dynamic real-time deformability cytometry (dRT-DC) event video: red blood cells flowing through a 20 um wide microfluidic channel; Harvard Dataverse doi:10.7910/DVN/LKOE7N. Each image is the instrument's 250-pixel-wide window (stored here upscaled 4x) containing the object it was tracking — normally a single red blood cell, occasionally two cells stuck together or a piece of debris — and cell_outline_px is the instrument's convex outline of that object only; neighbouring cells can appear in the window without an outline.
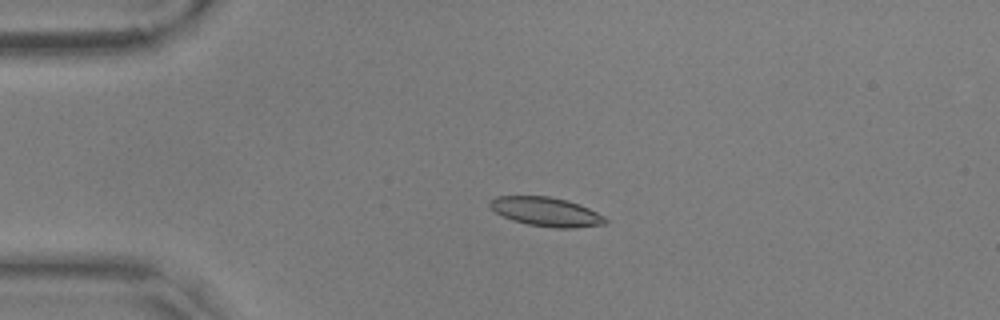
{"species": "common noctule bat (a hibernating species)", "species_latin": "Nyctalus noctula", "temperature_condition": "warm", "stored_images_in_passage": 49, "camera_frame_rate_fps": 3000, "um_per_image_px": 0.085, "animal": {"sex": "male", "body_mass_g": 17.9, "forearm_length_mm": 54.2}, "frame": {"image": 1, "passage_image": 13, "time_ms": 4.0, "image_size_px": [1000, 320], "cell_outline_px": [[608, 220], [604, 224], [576, 228], [556, 228], [528, 224], [512, 220], [496, 212], [488, 204], [488, 200], [496, 196], [548, 196], [568, 200], [580, 204], [604, 216]], "centroid_in_image_um": [46.42, 17.99], "position_along_channel_um": 38.6, "area_um2": 19.54}}
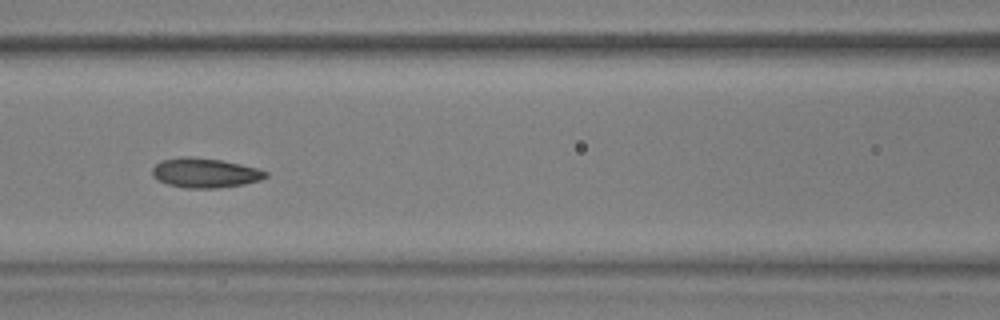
{"frame": {"image": 2, "passage_image": 25, "time_ms": 8.0, "image_size_px": [1000, 320], "cell_outline_px": [[268, 176], [260, 180], [244, 184], [216, 188], [188, 188], [168, 184], [156, 180], [152, 176], [152, 168], [160, 160], [184, 156], [192, 156], [220, 160], [240, 164], [256, 168], [268, 172]], "centroid_in_image_um": [17.39, 14.69], "position_along_channel_um": 149.2, "area_um2": 19.59}}
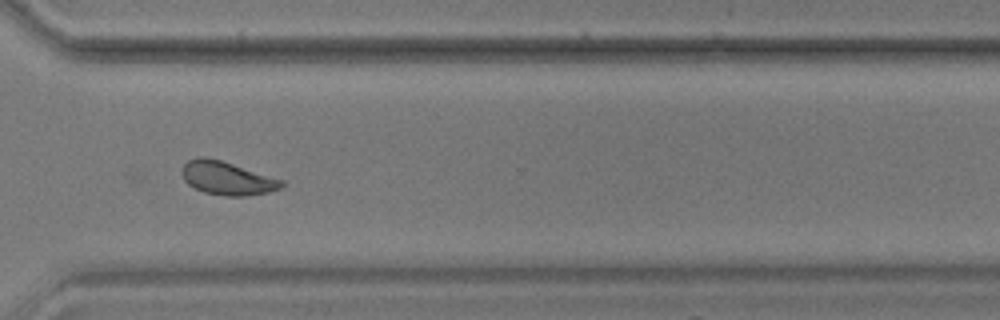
{"frame": {"image": 3, "passage_image": 42, "time_ms": 13.667, "image_size_px": [1000, 320], "cell_outline_px": [[284, 184], [280, 188], [268, 192], [244, 196], [224, 196], [204, 192], [188, 184], [184, 180], [180, 172], [180, 168], [188, 160], [200, 156], [204, 156], [220, 160], [284, 180]], "centroid_in_image_um": [19.27, 15.14], "position_along_channel_um": 351.3, "area_um2": 19.36}, "authors_computed_cell_mechanics": {"area_um2": 19.1896, "velocity_mm_per_s": 3.5686, "shape_relaxation_time_tau1_ms": 2.4916, "shape_relaxation_time_tau2_ms": 2.0189, "deformation_change_tau1": 0.1343, "deformation_change_tau2": 0.0825}}